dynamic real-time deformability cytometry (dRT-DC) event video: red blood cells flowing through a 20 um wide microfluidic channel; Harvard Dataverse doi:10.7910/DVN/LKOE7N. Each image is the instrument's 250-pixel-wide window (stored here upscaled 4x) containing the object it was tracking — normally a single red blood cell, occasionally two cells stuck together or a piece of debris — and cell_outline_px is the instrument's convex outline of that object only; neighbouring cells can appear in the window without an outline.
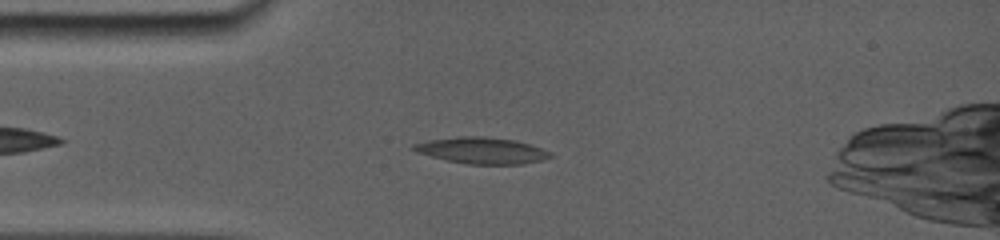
{"species": "common noctule bat (a hibernating species)", "species_latin": "Nyctalus noctula", "temperature_condition": "room temperature", "stored_images_in_passage": 34, "camera_frame_rate_fps": 5000, "um_per_image_px": 0.085, "animal": {"sex": "female", "body_mass_g": 19.0, "forearm_length_mm": 56.7}, "frame": {"image": 1, "passage_image": 2, "time_ms": 0.4, "image_size_px": [1000, 240], "cell_outline_px": [[552, 156], [540, 160], [520, 164], [468, 164], [448, 160], [432, 156], [420, 152], [412, 148], [416, 144], [436, 140], [508, 140], [524, 144], [548, 152]], "centroid_in_image_um": [41.0, 12.89], "position_along_channel_um": 44.0, "area_um2": 18.32}}
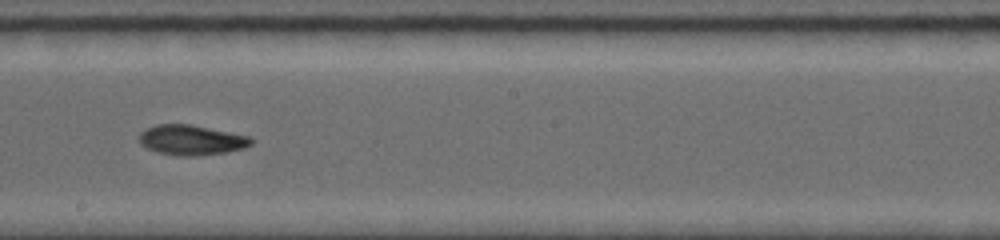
{"frame": {"image": 2, "passage_image": 17, "time_ms": 5.6, "image_size_px": [1000, 240], "cell_outline_px": [[252, 144], [244, 148], [228, 152], [192, 156], [180, 156], [156, 152], [140, 144], [140, 132], [156, 124], [192, 124], [252, 136]], "centroid_in_image_um": [16.31, 11.89], "position_along_channel_um": 231.9, "area_um2": 19.77}}
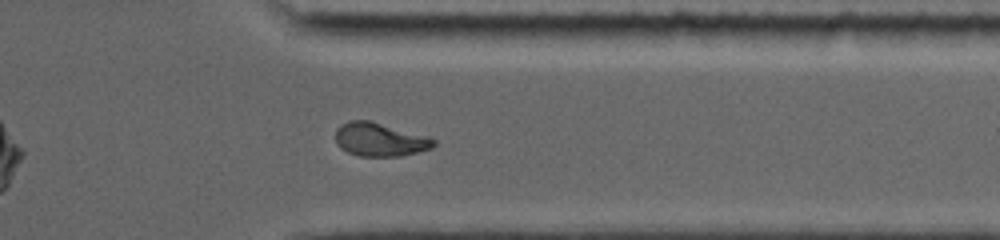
{"frame": {"image": 3, "passage_image": 28, "time_ms": 9.4, "image_size_px": [1000, 240], "cell_outline_px": [[436, 144], [432, 148], [400, 156], [360, 156], [348, 152], [340, 148], [336, 144], [336, 128], [352, 120], [368, 120], [428, 136], [436, 140]], "centroid_in_image_um": [32.29, 11.87], "position_along_channel_um": 379.1, "area_um2": 19.02}}